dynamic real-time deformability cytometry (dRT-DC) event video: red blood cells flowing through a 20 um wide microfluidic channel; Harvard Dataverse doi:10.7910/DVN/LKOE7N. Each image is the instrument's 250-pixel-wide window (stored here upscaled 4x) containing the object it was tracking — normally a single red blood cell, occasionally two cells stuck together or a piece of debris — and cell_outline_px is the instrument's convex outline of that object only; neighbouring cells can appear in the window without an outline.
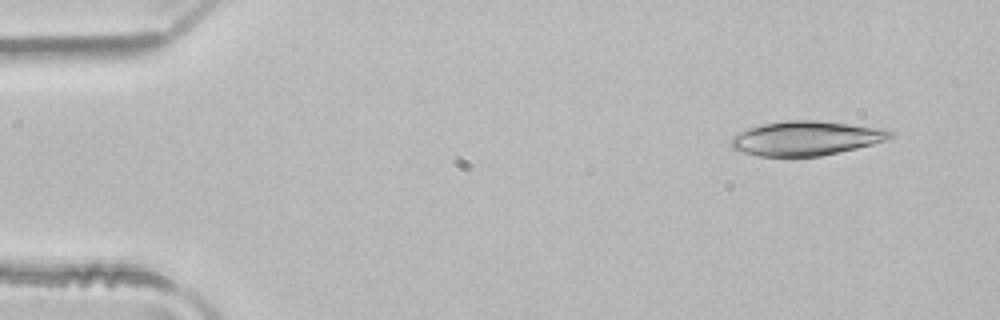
{"species": "common noctule bat (a hibernating species)", "species_latin": "Nyctalus noctula", "temperature_condition": "room temperature", "stored_images_in_passage": 5, "camera_frame_rate_fps": 3000, "um_per_image_px": 0.085, "animal": {"sex": "male", "body_mass_g": 21.5, "forearm_length_mm": 52.0}, "frame": {"image": 1, "passage_image": 1, "time_ms": 0.0, "image_size_px": [1000, 320], "cell_outline_px": [[892, 136], [888, 140], [856, 148], [820, 156], [756, 156], [732, 148], [728, 144], [728, 140], [732, 136], [748, 128], [764, 124], [788, 120], [820, 120], [888, 128], [892, 132]], "centroid_in_image_um": [68.52, 11.74], "position_along_channel_um": 16.5, "area_um2": 32.14}}